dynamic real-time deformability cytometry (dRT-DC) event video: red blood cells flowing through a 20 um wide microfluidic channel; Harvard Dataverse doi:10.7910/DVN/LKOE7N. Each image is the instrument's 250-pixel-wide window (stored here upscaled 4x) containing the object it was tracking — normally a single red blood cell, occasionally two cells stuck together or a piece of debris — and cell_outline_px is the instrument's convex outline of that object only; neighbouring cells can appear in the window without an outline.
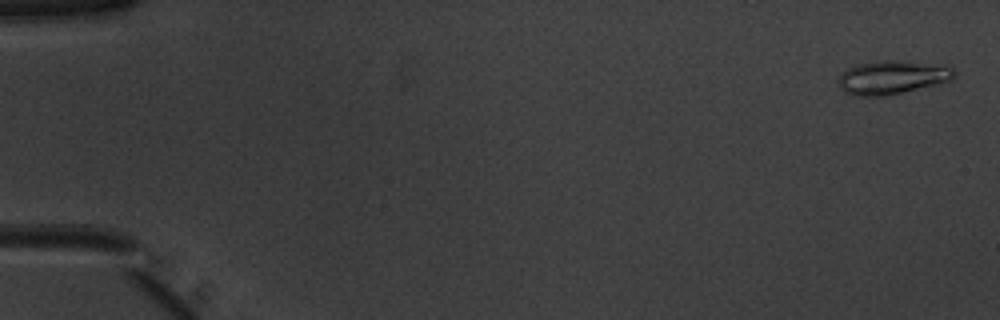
{"species": "common noctule bat (a hibernating species)", "species_latin": "Nyctalus noctula", "temperature_condition": "warm", "stored_images_in_passage": 52, "camera_frame_rate_fps": 3000, "um_per_image_px": 0.085, "animal": {"sex": "male", "body_mass_g": 20.1, "forearm_length_mm": 53.5}, "frame": {"image": 1, "passage_image": 2, "time_ms": 0.333, "image_size_px": [1000, 320], "cell_outline_px": [[956, 76], [952, 80], [936, 84], [884, 96], [856, 96], [844, 92], [840, 88], [836, 80], [848, 68], [856, 64], [880, 60], [892, 60], [952, 68], [956, 72]], "centroid_in_image_um": [75.75, 6.59], "position_along_channel_um": 9.3, "area_um2": 22.2}}
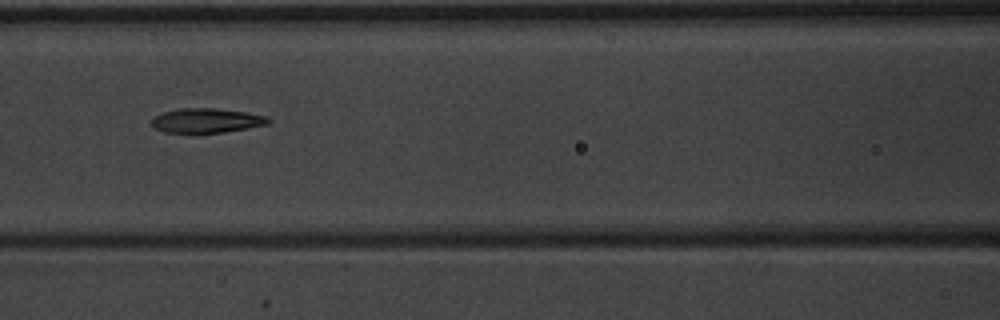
{"frame": {"image": 2, "passage_image": 24, "time_ms": 7.667, "image_size_px": [1000, 320], "cell_outline_px": [[272, 120], [268, 124], [248, 128], [224, 132], [164, 132], [156, 128], [152, 124], [152, 120], [156, 116], [164, 112], [180, 108], [212, 108], [248, 112], [264, 116]], "centroid_in_image_um": [17.59, 10.24], "position_along_channel_um": 149.0, "area_um2": 16.36}}
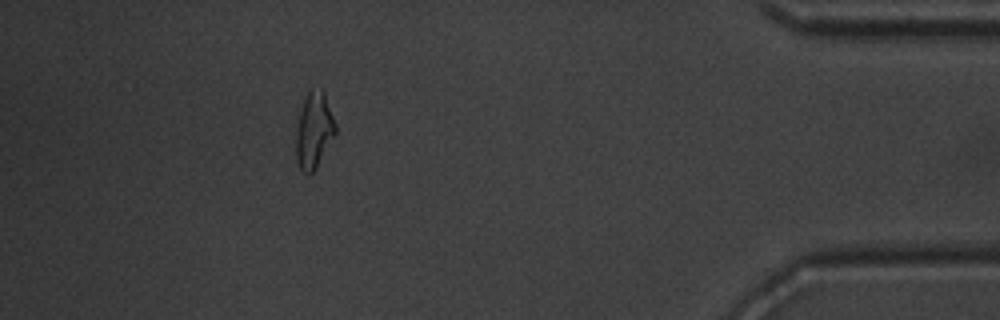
{"frame": {"image": 3, "passage_image": 47, "time_ms": 15.333, "image_size_px": [1000, 320], "cell_outline_px": [[336, 132], [316, 168], [308, 176], [300, 168], [296, 160], [296, 132], [300, 112], [308, 88], [320, 88], [324, 92], [336, 124]], "centroid_in_image_um": [26.68, 11.06], "position_along_channel_um": 408.5, "area_um2": 17.4}, "authors_computed_cell_mechanics": {"area_um2": 17.3689, "velocity_mm_per_s": 3.9971, "shape_relaxation_time_tau1_ms": 6.5914, "shape_relaxation_time_tau2_ms": 2.085, "deformation_change_tau1": 0.2303, "deformation_change_tau2": 0.1066}}